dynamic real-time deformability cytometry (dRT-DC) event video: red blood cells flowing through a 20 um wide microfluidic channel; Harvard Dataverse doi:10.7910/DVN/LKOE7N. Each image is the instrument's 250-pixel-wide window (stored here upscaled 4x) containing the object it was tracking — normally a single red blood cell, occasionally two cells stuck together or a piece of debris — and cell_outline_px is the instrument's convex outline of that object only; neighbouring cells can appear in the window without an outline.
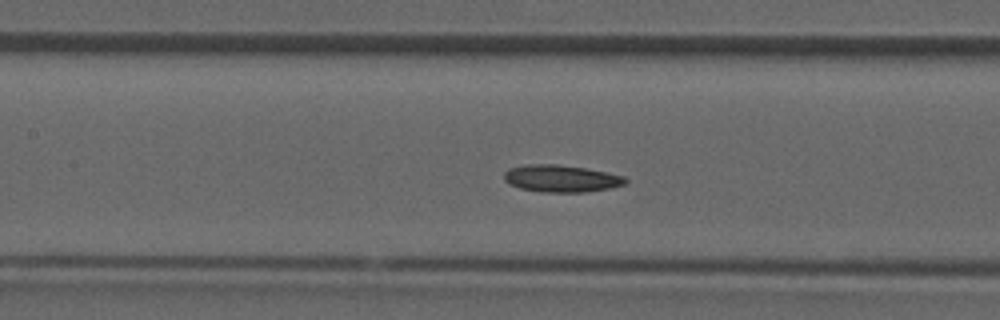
{"species": "common noctule bat (a hibernating species)", "species_latin": "Nyctalus noctula", "temperature_condition": "room temperature", "stored_images_in_passage": 31, "camera_frame_rate_fps": 3000, "um_per_image_px": 0.085, "animal": {"sex": "male", "forearm_length_mm": 52.5}, "frame": {"image": 1, "passage_image": 14, "time_ms": 4.333, "image_size_px": [1000, 320], "cell_outline_px": [[628, 180], [624, 184], [608, 188], [584, 192], [540, 192], [520, 188], [508, 184], [504, 180], [504, 172], [508, 168], [524, 164], [556, 164], [584, 168], [608, 172], [624, 176]], "centroid_in_image_um": [47.65, 15.17], "position_along_channel_um": 159.8, "area_um2": 19.25}}